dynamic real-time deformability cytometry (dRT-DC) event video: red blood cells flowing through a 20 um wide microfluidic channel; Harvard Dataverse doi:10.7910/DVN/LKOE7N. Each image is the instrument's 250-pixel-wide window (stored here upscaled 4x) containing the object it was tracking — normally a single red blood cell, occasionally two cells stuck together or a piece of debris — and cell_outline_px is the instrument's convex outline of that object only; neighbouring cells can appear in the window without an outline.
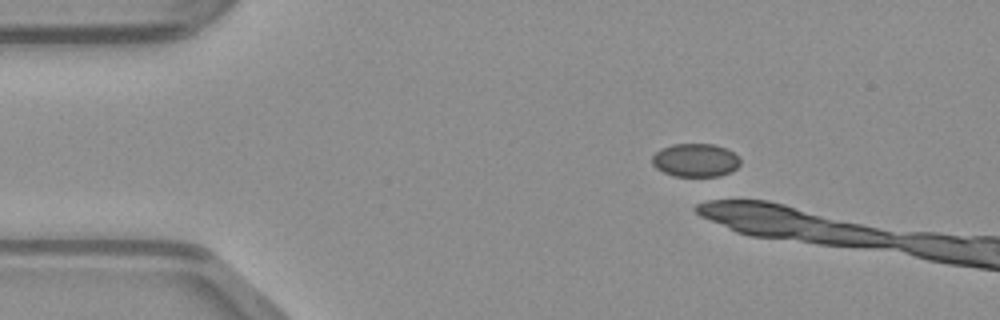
{"species": "common noctule bat (a hibernating species)", "species_latin": "Nyctalus noctula", "temperature_condition": "warm", "stored_images_in_passage": 11, "camera_frame_rate_fps": 3000, "um_per_image_px": 0.085, "animal": {"sex": "male", "body_mass_g": 23.1, "forearm_length_mm": 52.7}, "frame": {"image": 1, "passage_image": 7, "time_ms": 2.0, "image_size_px": [1000, 320], "cell_outline_px": [[740, 164], [732, 172], [720, 176], [672, 176], [656, 168], [652, 164], [652, 156], [660, 148], [672, 144], [712, 144], [724, 148], [740, 156]], "centroid_in_image_um": [59.11, 13.62], "position_along_channel_um": 25.9, "area_um2": 17.22}}